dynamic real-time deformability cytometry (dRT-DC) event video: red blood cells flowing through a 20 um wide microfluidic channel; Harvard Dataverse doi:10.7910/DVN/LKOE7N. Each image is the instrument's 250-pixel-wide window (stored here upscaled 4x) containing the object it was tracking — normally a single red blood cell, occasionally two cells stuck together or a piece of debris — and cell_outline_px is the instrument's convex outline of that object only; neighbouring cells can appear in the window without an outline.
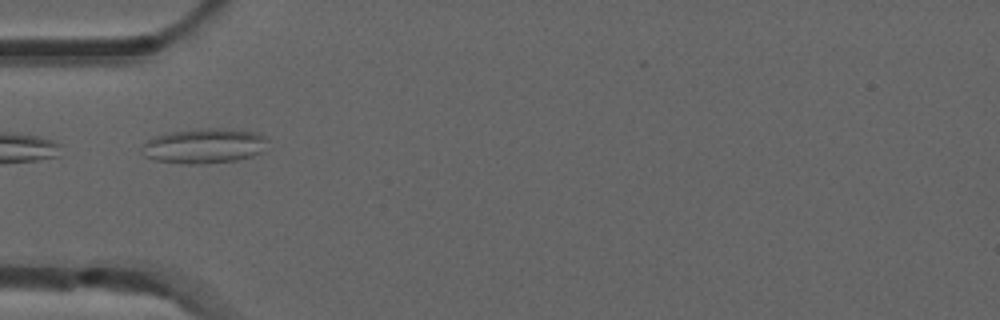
{"species": "common noctule bat (a hibernating species)", "species_latin": "Nyctalus noctula", "temperature_condition": "room temperature", "stored_images_in_passage": 4, "camera_frame_rate_fps": 3000, "um_per_image_px": 0.085, "animal": {"sex": "male", "forearm_length_mm": 52.5}, "frame": {"image": 1, "passage_image": 1, "time_ms": 0.0, "image_size_px": [1000, 320], "cell_outline_px": [[268, 140], [260, 152], [252, 156], [236, 160], [200, 164], [184, 164], [156, 160], [144, 156], [144, 140], [156, 136], [172, 132], [196, 128], [228, 128], [260, 132]], "centroid_in_image_um": [17.38, 12.38], "position_along_channel_um": 67.6, "area_um2": 25.66}}
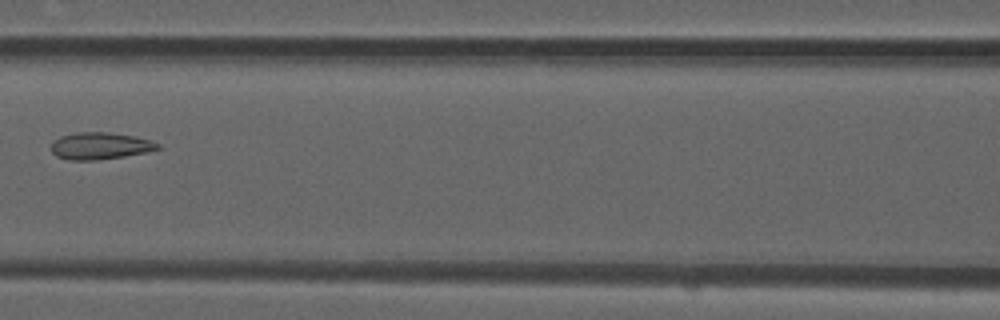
{"frame": {"image": 2, "passage_image": 3, "time_ms": 0.667, "image_size_px": [1000, 320], "cell_outline_px": [[160, 148], [148, 152], [124, 156], [96, 160], [68, 160], [56, 156], [52, 152], [52, 144], [60, 136], [76, 132], [108, 132], [136, 136], [160, 144]], "centroid_in_image_um": [8.51, 12.4], "position_along_channel_um": 158.1, "area_um2": 16.7}}
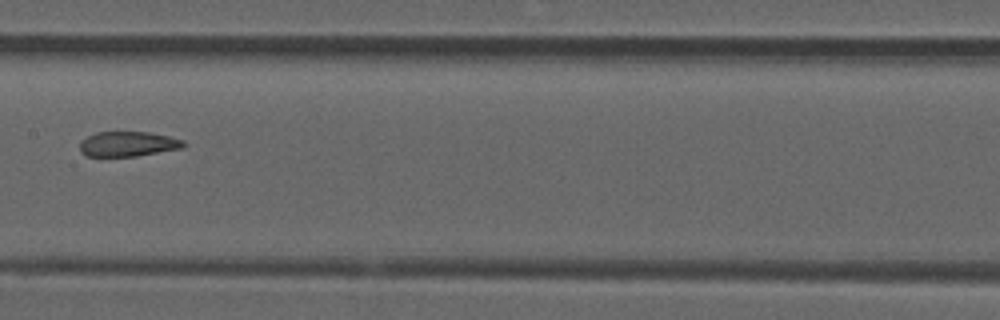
{"frame": {"image": 3, "passage_image": 4, "time_ms": 1.0, "image_size_px": [1000, 320], "cell_outline_px": [[188, 144], [184, 148], [136, 156], [88, 156], [80, 152], [80, 140], [96, 132], [148, 132], [168, 136], [184, 140]], "centroid_in_image_um": [10.91, 12.24], "position_along_channel_um": 196.5, "area_um2": 15.2}}